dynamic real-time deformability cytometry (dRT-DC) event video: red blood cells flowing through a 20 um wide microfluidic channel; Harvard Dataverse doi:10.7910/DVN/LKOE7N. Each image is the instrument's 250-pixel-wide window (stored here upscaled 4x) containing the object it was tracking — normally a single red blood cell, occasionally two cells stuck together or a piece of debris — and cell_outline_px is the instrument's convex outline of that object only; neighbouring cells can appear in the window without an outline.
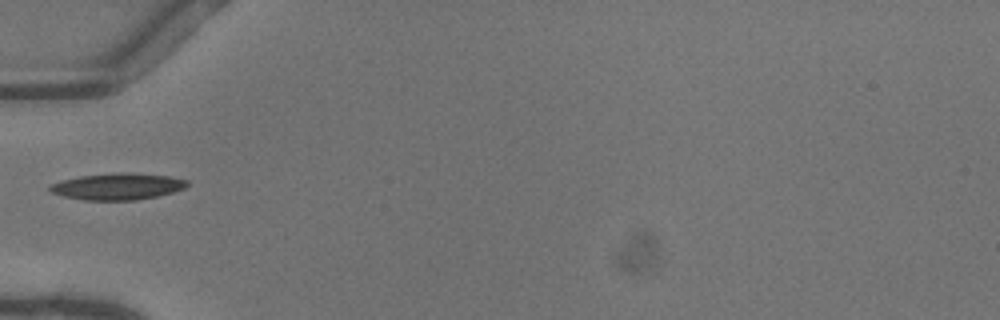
{"species": "common noctule bat (a hibernating species)", "species_latin": "Nyctalus noctula", "temperature_condition": "warm", "stored_images_in_passage": 27, "camera_frame_rate_fps": 3000, "um_per_image_px": 0.085, "animal": {"sex": "female"}, "frame": {"image": 1, "passage_image": 1, "time_ms": 0.0, "image_size_px": [1000, 320], "cell_outline_px": [[188, 184], [184, 188], [172, 192], [156, 196], [136, 200], [84, 200], [64, 196], [52, 192], [48, 188], [52, 184], [64, 180], [80, 176], [116, 172], [124, 172], [168, 176], [188, 180]], "centroid_in_image_um": [10.01, 15.84], "position_along_channel_um": 75.0, "area_um2": 20.98}}
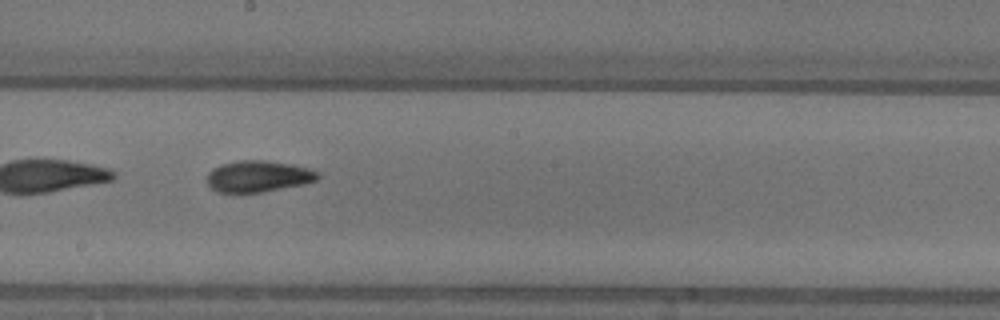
{"frame": {"image": 2, "passage_image": 12, "time_ms": 3.667, "image_size_px": [1000, 320], "cell_outline_px": [[320, 176], [316, 180], [304, 184], [260, 192], [216, 192], [208, 184], [208, 172], [212, 168], [220, 164], [240, 160], [264, 160], [292, 164], [308, 168], [320, 172]], "centroid_in_image_um": [21.95, 14.97], "position_along_channel_um": 226.2, "area_um2": 20.23}, "authors_computed_cell_mechanics": {"area_um2": 19.8832, "velocity_mm_per_s": 4.1019, "shape_relaxation_time_tau1_ms": 2.9984, "shape_relaxation_time_tau2_ms": 2.814, "deformation_change_tau1": 0.1475, "deformation_change_tau2": 0.0922}}